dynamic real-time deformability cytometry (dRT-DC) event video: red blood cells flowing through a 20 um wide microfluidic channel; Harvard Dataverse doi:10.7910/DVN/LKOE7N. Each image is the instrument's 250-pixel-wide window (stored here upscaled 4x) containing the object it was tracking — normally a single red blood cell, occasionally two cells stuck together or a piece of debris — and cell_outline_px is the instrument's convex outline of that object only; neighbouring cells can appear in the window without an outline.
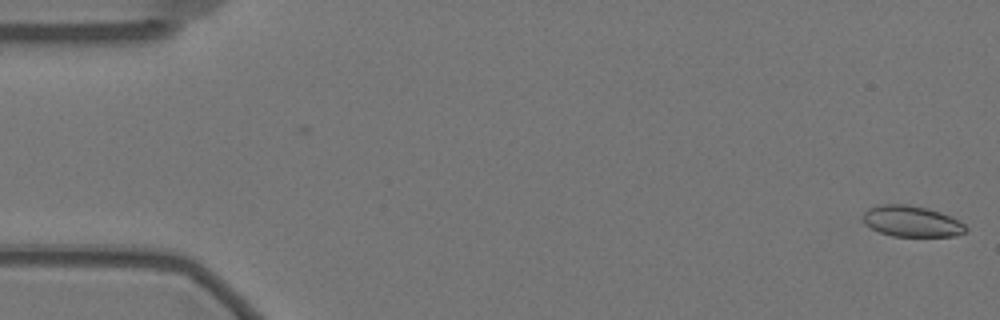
{"species": "Egyptian fruit bat (a non-hibernating species)", "species_latin": "Rousettus aegyptiacus", "temperature_condition": "warm", "stored_images_in_passage": 3, "camera_frame_rate_fps": 3000, "um_per_image_px": 0.085, "animal": {"sex": "female"}, "frame": {"image": 1, "passage_image": 3, "time_ms": 0.667, "image_size_px": [1000, 320], "cell_outline_px": [[968, 228], [964, 232], [956, 236], [892, 236], [880, 232], [864, 224], [864, 212], [868, 208], [880, 204], [908, 204], [928, 208], [952, 216], [964, 224]], "centroid_in_image_um": [77.5, 18.8], "position_along_channel_um": 7.5, "area_um2": 18.61}}